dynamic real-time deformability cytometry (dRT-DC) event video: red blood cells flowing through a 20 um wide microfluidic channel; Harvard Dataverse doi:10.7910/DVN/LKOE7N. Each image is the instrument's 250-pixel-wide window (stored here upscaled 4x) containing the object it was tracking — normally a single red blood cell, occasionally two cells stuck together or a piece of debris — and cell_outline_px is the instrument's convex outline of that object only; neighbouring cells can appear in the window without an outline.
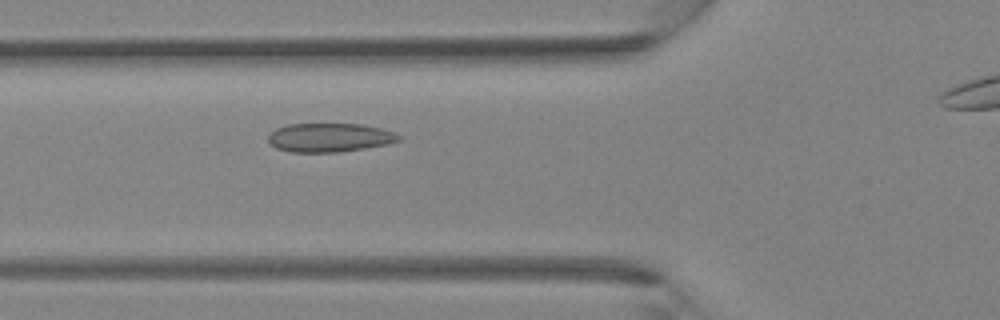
{"species": "Egyptian fruit bat (a non-hibernating species)", "species_latin": "Rousettus aegyptiacus", "temperature_condition": "room temperature", "stored_images_in_passage": 33, "camera_frame_rate_fps": 3000, "um_per_image_px": 0.085, "animal": {"sex": "female"}, "frame": {"image": 1, "passage_image": 12, "time_ms": 3.667, "image_size_px": [1000, 320], "cell_outline_px": [[404, 136], [400, 140], [388, 144], [340, 152], [288, 152], [276, 148], [268, 140], [268, 136], [276, 128], [288, 124], [360, 124], [380, 128]], "centroid_in_image_um": [28.02, 11.69], "position_along_channel_um": 97.8, "area_um2": 21.91}}
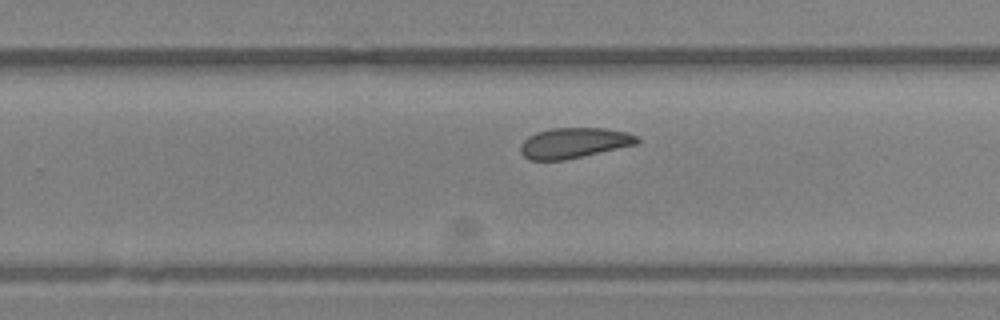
{"frame": {"image": 2, "passage_image": 23, "time_ms": 7.333, "image_size_px": [1000, 320], "cell_outline_px": [[640, 144], [564, 160], [528, 160], [520, 152], [520, 144], [528, 136], [536, 132], [552, 128], [604, 128], [628, 132], [636, 136], [640, 140]], "centroid_in_image_um": [48.8, 12.15], "position_along_channel_um": 281.0, "area_um2": 20.87}}
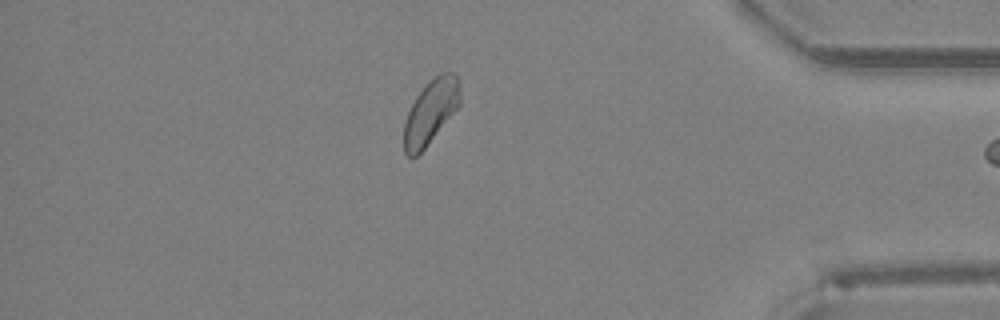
{"frame": {"image": 3, "passage_image": 32, "time_ms": 10.333, "image_size_px": [1000, 320], "cell_outline_px": [[460, 104], [424, 148], [416, 156], [408, 156], [404, 152], [404, 124], [408, 112], [416, 96], [428, 80], [440, 72], [456, 72], [460, 80]], "centroid_in_image_um": [36.62, 9.43], "position_along_channel_um": 398.6, "area_um2": 20.87}}